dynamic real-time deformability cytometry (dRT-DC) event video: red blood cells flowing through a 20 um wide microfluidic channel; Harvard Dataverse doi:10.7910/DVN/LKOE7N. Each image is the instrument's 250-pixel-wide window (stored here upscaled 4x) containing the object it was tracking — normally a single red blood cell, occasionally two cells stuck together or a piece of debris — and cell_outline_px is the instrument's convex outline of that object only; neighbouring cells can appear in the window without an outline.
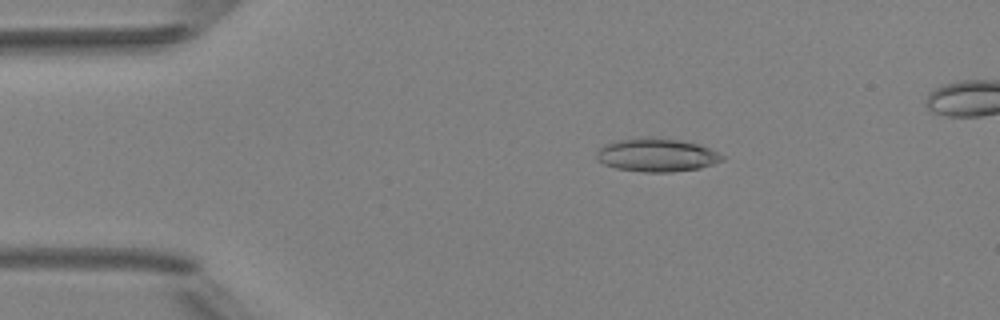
{"species": "Egyptian fruit bat (a non-hibernating species)", "species_latin": "Rousettus aegyptiacus", "temperature_condition": "room temperature", "stored_images_in_passage": 5, "camera_frame_rate_fps": 3000, "um_per_image_px": 0.085, "animal": {"sex": "female"}, "frame": {"image": 1, "passage_image": 2, "time_ms": 1.333, "image_size_px": [1000, 320], "cell_outline_px": [[724, 160], [700, 168], [672, 172], [644, 172], [616, 168], [604, 164], [596, 160], [596, 152], [600, 148], [616, 140], [652, 136], [656, 136], [696, 144], [708, 148], [724, 156]], "centroid_in_image_um": [55.79, 13.18], "position_along_channel_um": 29.2, "area_um2": 24.28}}